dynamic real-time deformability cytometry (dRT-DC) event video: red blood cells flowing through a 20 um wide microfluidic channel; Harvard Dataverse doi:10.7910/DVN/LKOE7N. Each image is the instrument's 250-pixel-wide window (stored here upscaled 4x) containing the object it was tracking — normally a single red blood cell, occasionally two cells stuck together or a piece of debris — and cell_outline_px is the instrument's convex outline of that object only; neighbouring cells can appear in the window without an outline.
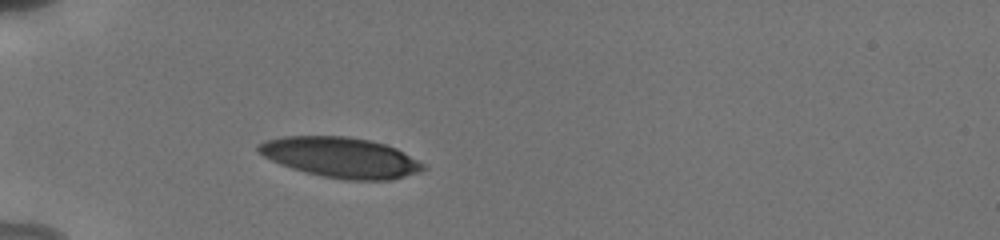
{"species": "human", "species_latin": "Homo sapiens", "temperature_condition": "cold", "stored_images_in_passage": 3, "camera_frame_rate_fps": 3000, "um_per_image_px": 0.085, "donor": {"sex": "male"}, "frame": {"image": 1, "passage_image": 3, "time_ms": 2.333, "image_size_px": [1000, 240], "cell_outline_px": [[428, 168], [420, 172], [388, 180], [344, 180], [324, 176], [292, 168], [280, 164], [264, 156], [256, 148], [264, 140], [284, 136], [348, 136], [368, 140], [384, 144], [396, 148], [424, 164]], "centroid_in_image_um": [28.98, 13.38], "position_along_channel_um": 56.0, "area_um2": 38.38}}